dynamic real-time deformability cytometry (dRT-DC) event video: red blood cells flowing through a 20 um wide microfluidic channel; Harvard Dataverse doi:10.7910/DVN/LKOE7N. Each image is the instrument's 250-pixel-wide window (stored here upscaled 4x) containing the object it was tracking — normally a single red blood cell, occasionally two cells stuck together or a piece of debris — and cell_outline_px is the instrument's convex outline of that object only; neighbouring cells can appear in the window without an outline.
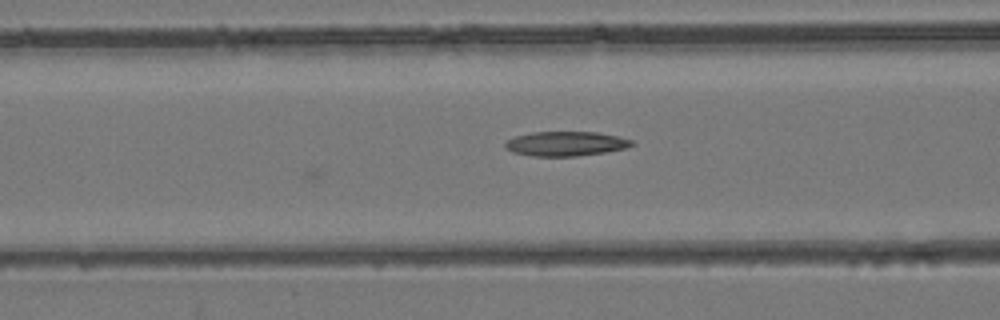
{"species": "common noctule bat (a hibernating species)", "species_latin": "Nyctalus noctula", "temperature_condition": "room temperature", "stored_images_in_passage": 8, "camera_frame_rate_fps": 3000, "um_per_image_px": 0.085, "animal": {"sex": "female", "body_mass_g": 24.6, "forearm_length_mm": 56.2}, "frame": {"image": 1, "passage_image": 8, "time_ms": 2.333, "image_size_px": [1000, 320], "cell_outline_px": [[636, 144], [624, 148], [604, 152], [576, 156], [532, 156], [512, 152], [504, 148], [504, 144], [508, 140], [516, 136], [532, 132], [596, 132], [616, 136], [632, 140]], "centroid_in_image_um": [48.06, 12.21], "position_along_channel_um": 118.5, "area_um2": 17.98}}